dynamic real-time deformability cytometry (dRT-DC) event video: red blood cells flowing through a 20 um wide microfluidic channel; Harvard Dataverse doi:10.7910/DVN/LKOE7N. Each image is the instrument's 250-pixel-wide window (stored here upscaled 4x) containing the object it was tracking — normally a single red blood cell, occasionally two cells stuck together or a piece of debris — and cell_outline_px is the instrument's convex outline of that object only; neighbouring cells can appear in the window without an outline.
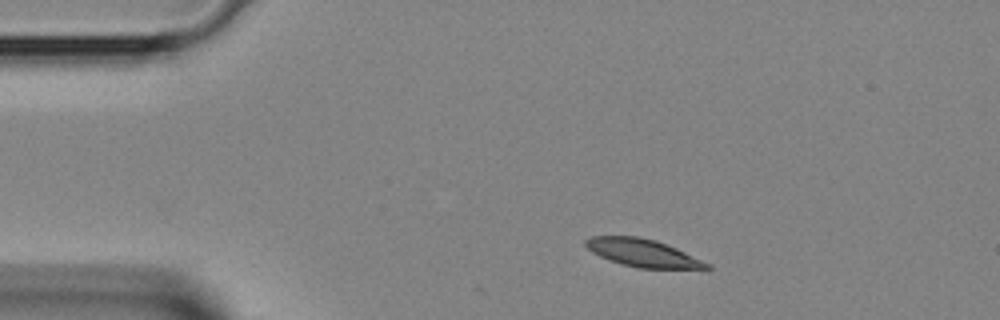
{"species": "Egyptian fruit bat (a non-hibernating species)", "species_latin": "Rousettus aegyptiacus", "temperature_condition": "room temperature", "stored_images_in_passage": 2, "camera_frame_rate_fps": 3000, "um_per_image_px": 0.085, "animal": {"sex": "female"}, "frame": {"image": 1, "passage_image": 1, "time_ms": 0.0, "image_size_px": [1000, 320], "cell_outline_px": [[712, 268], [640, 268], [608, 260], [592, 252], [584, 244], [584, 240], [592, 236], [636, 236], [656, 240], [676, 248], [712, 264]], "centroid_in_image_um": [54.63, 21.49], "position_along_channel_um": 30.4, "area_um2": 19.36}}